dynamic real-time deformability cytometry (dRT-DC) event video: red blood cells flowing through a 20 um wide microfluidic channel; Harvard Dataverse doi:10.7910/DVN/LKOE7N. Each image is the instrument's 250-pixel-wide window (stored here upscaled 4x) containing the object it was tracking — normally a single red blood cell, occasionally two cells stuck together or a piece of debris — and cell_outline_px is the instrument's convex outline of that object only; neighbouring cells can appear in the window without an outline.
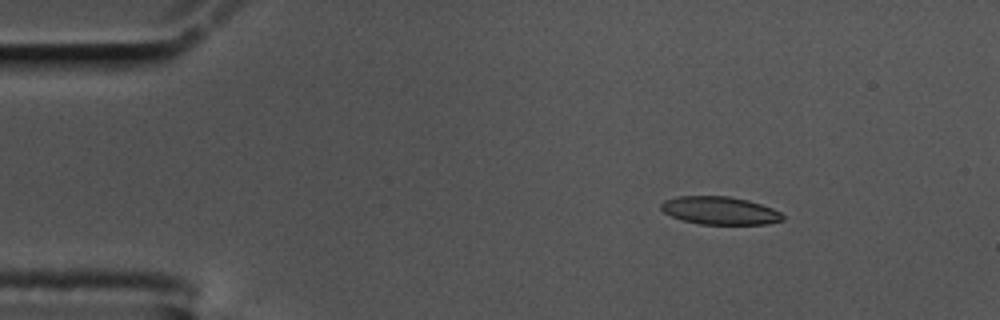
{"species": "common noctule bat (a hibernating species)", "species_latin": "Nyctalus noctula", "temperature_condition": "cold", "stored_images_in_passage": 57, "camera_frame_rate_fps": 3000, "um_per_image_px": 0.085, "animal": {"sex": "male", "body_mass_g": 17.5, "forearm_length_mm": 52.3}, "frame": {"image": 1, "passage_image": 8, "time_ms": 2.333, "image_size_px": [1000, 320], "cell_outline_px": [[784, 220], [768, 224], [700, 224], [684, 220], [672, 216], [664, 212], [660, 208], [660, 204], [664, 200], [676, 196], [728, 196], [748, 200], [772, 208], [780, 212], [784, 216]], "centroid_in_image_um": [61.19, 17.89], "position_along_channel_um": 23.8, "area_um2": 19.77}}
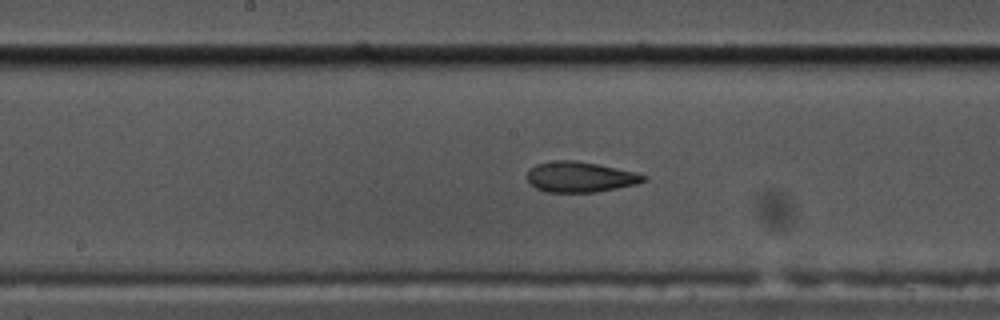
{"frame": {"image": 2, "passage_image": 29, "time_ms": 9.333, "image_size_px": [1000, 320], "cell_outline_px": [[648, 180], [636, 184], [596, 192], [544, 192], [528, 184], [528, 168], [536, 164], [552, 160], [576, 160], [636, 172], [648, 176]], "centroid_in_image_um": [49.29, 15.04], "position_along_channel_um": 198.9, "area_um2": 20.87}}
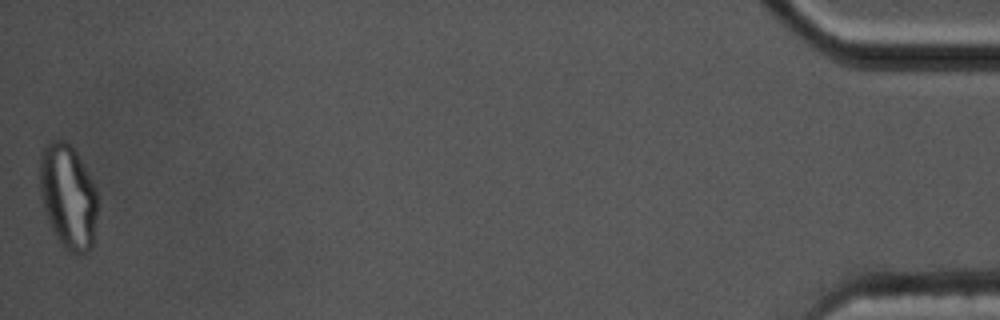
{"frame": {"image": 3, "passage_image": 57, "time_ms": 18.667, "image_size_px": [1000, 320], "cell_outline_px": [[96, 216], [92, 248], [84, 256], [76, 256], [64, 248], [56, 236], [48, 220], [44, 208], [40, 188], [40, 156], [44, 148], [52, 140], [64, 140], [72, 144], [96, 192]], "centroid_in_image_um": [5.78, 16.75], "position_along_channel_um": 429.4, "area_um2": 34.8}, "authors_computed_cell_mechanics": {"area_um2": 20.8658, "velocity_mm_per_s": 3.4964, "shape_relaxation_time_tau1_ms": null, "shape_relaxation_time_tau2_ms": 2.3693, "deformation_change_tau1": null, "deformation_change_tau2": 0.0845}}